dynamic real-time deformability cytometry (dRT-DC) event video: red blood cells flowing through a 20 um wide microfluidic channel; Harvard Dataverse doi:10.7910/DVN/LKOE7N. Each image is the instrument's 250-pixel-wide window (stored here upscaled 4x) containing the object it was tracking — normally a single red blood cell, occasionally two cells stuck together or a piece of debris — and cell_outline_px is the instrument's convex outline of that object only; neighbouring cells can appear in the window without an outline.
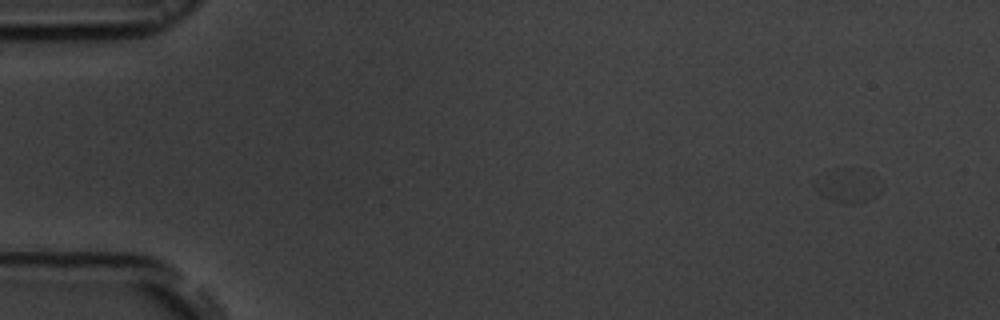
{"species": "common noctule bat (a hibernating species)", "species_latin": "Nyctalus noctula", "temperature_condition": "room temperature", "stored_images_in_passage": 3, "camera_frame_rate_fps": 3000, "um_per_image_px": 0.085, "animal": {"sex": "male", "body_mass_g": 19.5, "forearm_length_mm": 54.6}, "frame": {"image": 1, "passage_image": 1, "time_ms": 0.0, "image_size_px": [1000, 320], "cell_outline_px": [[880, 192], [876, 196], [864, 200], [848, 204], [832, 200], [820, 196], [816, 188], [836, 168], [844, 168], [880, 180]], "centroid_in_image_um": [72.13, 15.86], "position_along_channel_um": 12.9, "area_um2": 11.5}}